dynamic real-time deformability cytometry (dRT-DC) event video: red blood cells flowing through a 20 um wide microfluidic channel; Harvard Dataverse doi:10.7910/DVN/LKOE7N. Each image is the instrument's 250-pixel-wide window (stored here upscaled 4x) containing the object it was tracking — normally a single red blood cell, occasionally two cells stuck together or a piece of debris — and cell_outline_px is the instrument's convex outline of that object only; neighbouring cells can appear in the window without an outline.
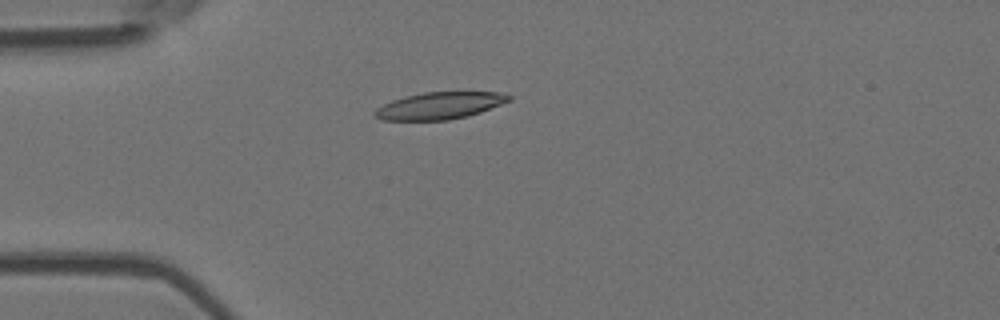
{"species": "Egyptian fruit bat (a non-hibernating species)", "species_latin": "Rousettus aegyptiacus", "temperature_condition": "room temperature", "stored_images_in_passage": 6, "camera_frame_rate_fps": 3000, "um_per_image_px": 0.085, "animal": {"sex": "female"}, "frame": {"image": 1, "passage_image": 2, "time_ms": 0.333, "image_size_px": [1000, 320], "cell_outline_px": [[512, 100], [480, 112], [468, 116], [448, 120], [380, 120], [372, 112], [376, 108], [392, 100], [404, 96], [424, 92], [500, 92], [512, 96]], "centroid_in_image_um": [37.36, 8.98], "position_along_channel_um": 47.6, "area_um2": 21.15}}
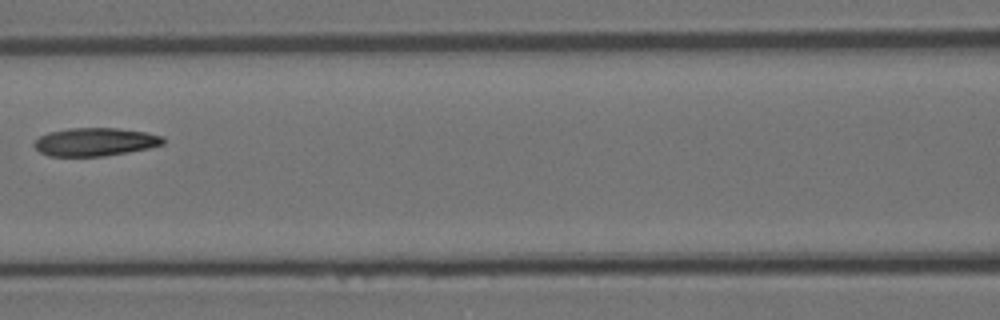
{"frame": {"image": 2, "passage_image": 5, "time_ms": 1.333, "image_size_px": [1000, 320], "cell_outline_px": [[164, 144], [148, 148], [128, 152], [104, 156], [48, 156], [40, 152], [32, 144], [40, 136], [48, 132], [68, 128], [116, 128], [144, 132], [164, 136]], "centroid_in_image_um": [8.07, 12.06], "position_along_channel_um": 158.5, "area_um2": 21.15}}
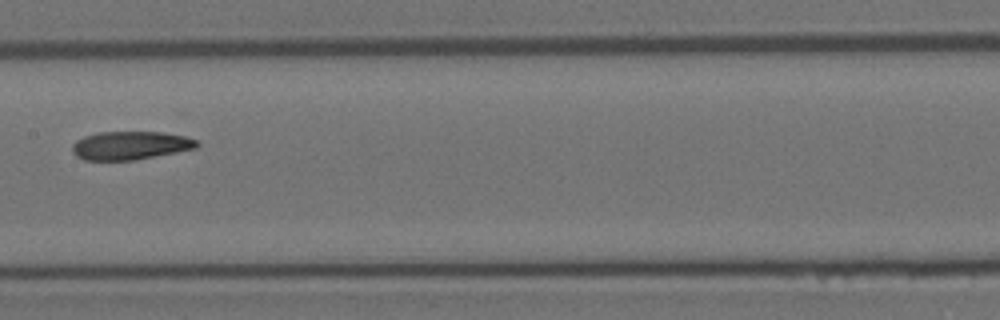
{"frame": {"image": 3, "passage_image": 6, "time_ms": 1.667, "image_size_px": [1000, 320], "cell_outline_px": [[200, 144], [196, 148], [136, 160], [84, 160], [76, 156], [72, 152], [72, 144], [76, 140], [84, 136], [96, 132], [164, 132], [184, 136], [196, 140]], "centroid_in_image_um": [11.05, 12.36], "position_along_channel_um": 196.4, "area_um2": 20.69}}